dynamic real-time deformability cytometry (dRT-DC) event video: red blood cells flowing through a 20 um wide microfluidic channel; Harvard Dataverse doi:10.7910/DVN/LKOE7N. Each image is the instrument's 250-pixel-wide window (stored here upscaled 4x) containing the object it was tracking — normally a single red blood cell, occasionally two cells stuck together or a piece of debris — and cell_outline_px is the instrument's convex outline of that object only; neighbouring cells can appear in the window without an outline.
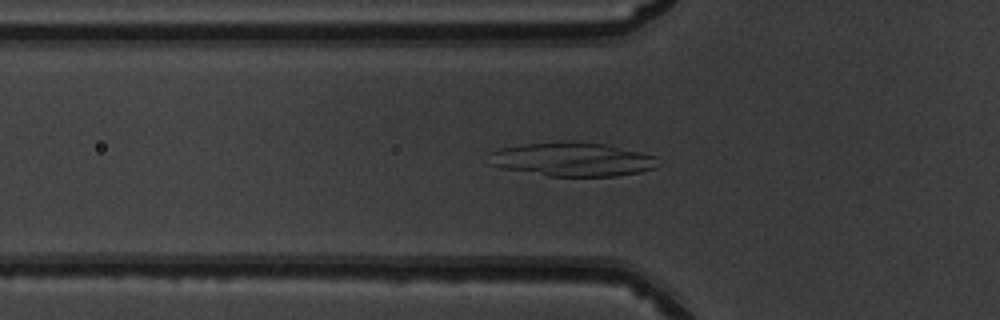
{"species": "common noctule bat (a hibernating species)", "species_latin": "Nyctalus noctula", "temperature_condition": "warm", "stored_images_in_passage": 51, "camera_frame_rate_fps": 3000, "um_per_image_px": 0.085, "animal": {"sex": "male", "body_mass_g": 19.5, "forearm_length_mm": 54.6}, "frame": {"image": 1, "passage_image": 18, "time_ms": 5.667, "image_size_px": [1000, 320], "cell_outline_px": [[660, 164], [656, 168], [640, 172], [616, 176], [548, 176], [500, 168], [488, 164], [488, 152], [500, 148], [520, 144], [560, 140], [576, 140], [604, 144], [640, 152], [656, 156]], "centroid_in_image_um": [48.59, 13.53], "position_along_channel_um": 77.2, "area_um2": 34.16}}
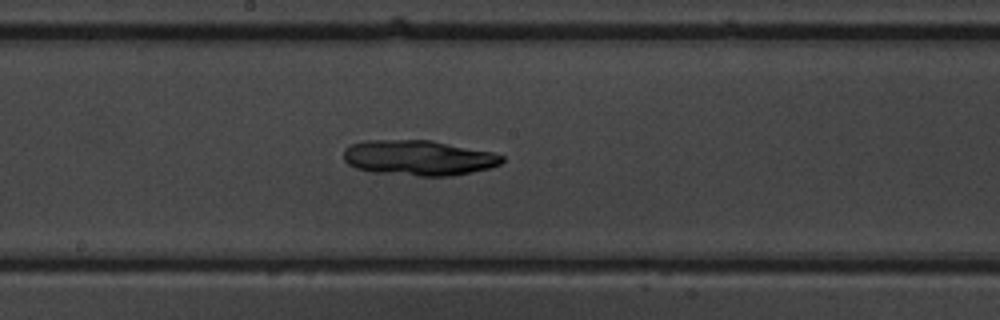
{"frame": {"image": 2, "passage_image": 28, "time_ms": 9.0, "image_size_px": [1000, 320], "cell_outline_px": [[504, 160], [500, 164], [492, 168], [452, 176], [416, 176], [372, 172], [356, 168], [348, 164], [344, 160], [344, 148], [352, 144], [364, 140], [432, 140], [492, 152], [504, 156]], "centroid_in_image_um": [35.59, 13.42], "position_along_channel_um": 212.6, "area_um2": 32.83}}
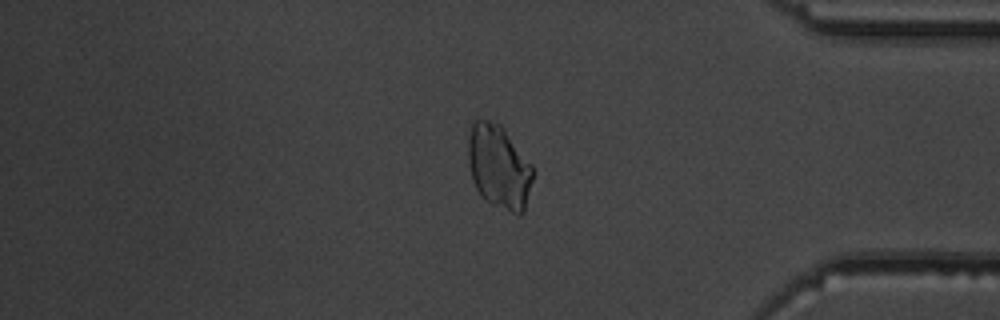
{"frame": {"image": 3, "passage_image": 43, "time_ms": 14.0, "image_size_px": [1000, 320], "cell_outline_px": [[532, 180], [524, 212], [520, 216], [516, 216], [484, 200], [480, 196], [472, 180], [468, 160], [468, 140], [472, 120], [488, 120], [500, 124], [504, 128], [532, 164]], "centroid_in_image_um": [42.4, 14.2], "position_along_channel_um": 392.8, "area_um2": 31.96}}